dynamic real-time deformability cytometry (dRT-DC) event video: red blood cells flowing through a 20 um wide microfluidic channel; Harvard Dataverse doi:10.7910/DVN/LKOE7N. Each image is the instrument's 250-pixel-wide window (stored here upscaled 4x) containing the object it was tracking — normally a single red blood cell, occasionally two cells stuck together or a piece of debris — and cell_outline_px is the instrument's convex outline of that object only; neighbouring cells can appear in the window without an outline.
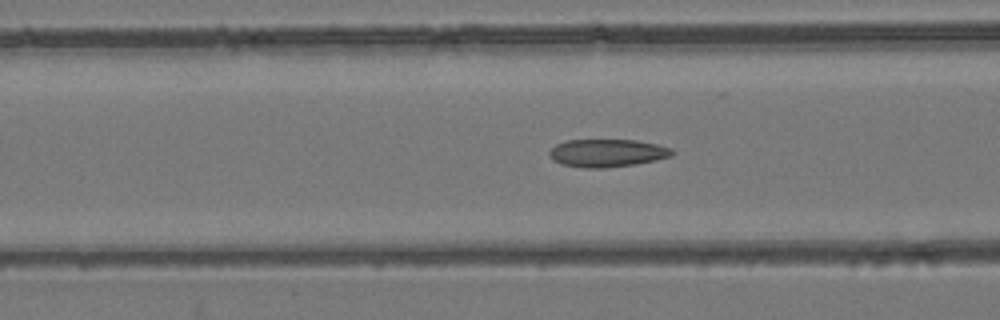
{"species": "common noctule bat (a hibernating species)", "species_latin": "Nyctalus noctula", "temperature_condition": "room temperature", "stored_images_in_passage": 55, "camera_frame_rate_fps": 3000, "um_per_image_px": 0.085, "animal": {"sex": "female", "body_mass_g": 24.6, "forearm_length_mm": 56.2}, "frame": {"image": 1, "passage_image": 22, "time_ms": 7.0, "image_size_px": [1000, 320], "cell_outline_px": [[676, 152], [672, 156], [656, 160], [636, 164], [604, 168], [588, 168], [560, 164], [552, 160], [548, 152], [556, 144], [564, 140], [636, 140], [656, 144], [672, 148]], "centroid_in_image_um": [51.62, 13.0], "position_along_channel_um": 115.0, "area_um2": 20.06}}
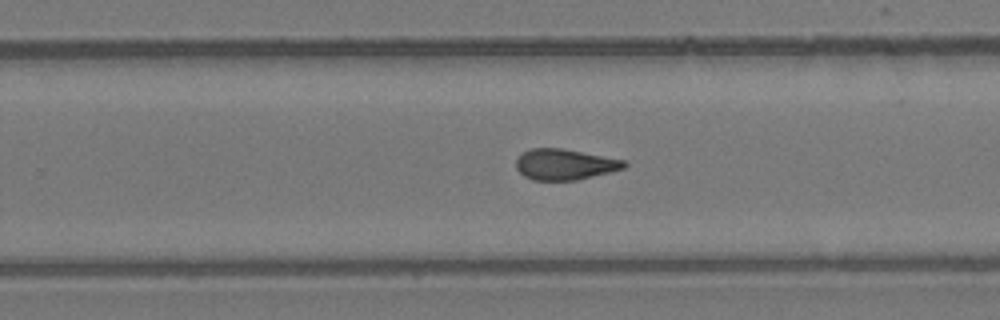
{"frame": {"image": 2, "passage_image": 35, "time_ms": 11.333, "image_size_px": [1000, 320], "cell_outline_px": [[628, 164], [624, 168], [576, 180], [532, 180], [524, 176], [516, 168], [516, 160], [528, 148], [560, 148], [624, 160]], "centroid_in_image_um": [47.97, 13.97], "position_along_channel_um": 281.8, "area_um2": 19.13}}
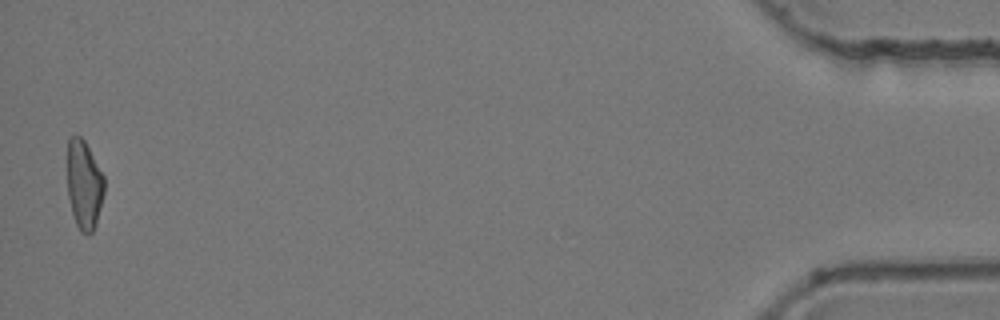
{"frame": {"image": 3, "passage_image": 54, "time_ms": 17.667, "image_size_px": [1000, 320], "cell_outline_px": [[104, 192], [96, 224], [92, 232], [88, 236], [80, 232], [76, 224], [72, 212], [68, 196], [68, 140], [72, 136], [80, 136], [84, 140], [104, 176]], "centroid_in_image_um": [7.15, 15.74], "position_along_channel_um": 428.0, "area_um2": 19.02}, "authors_computed_cell_mechanics": {"area_um2": 19.8254, "velocity_mm_per_s": 3.862, "shape_relaxation_time_tau1_ms": null, "shape_relaxation_time_tau2_ms": 2.4211, "deformation_change_tau1": null, "deformation_change_tau2": 0.0975}}